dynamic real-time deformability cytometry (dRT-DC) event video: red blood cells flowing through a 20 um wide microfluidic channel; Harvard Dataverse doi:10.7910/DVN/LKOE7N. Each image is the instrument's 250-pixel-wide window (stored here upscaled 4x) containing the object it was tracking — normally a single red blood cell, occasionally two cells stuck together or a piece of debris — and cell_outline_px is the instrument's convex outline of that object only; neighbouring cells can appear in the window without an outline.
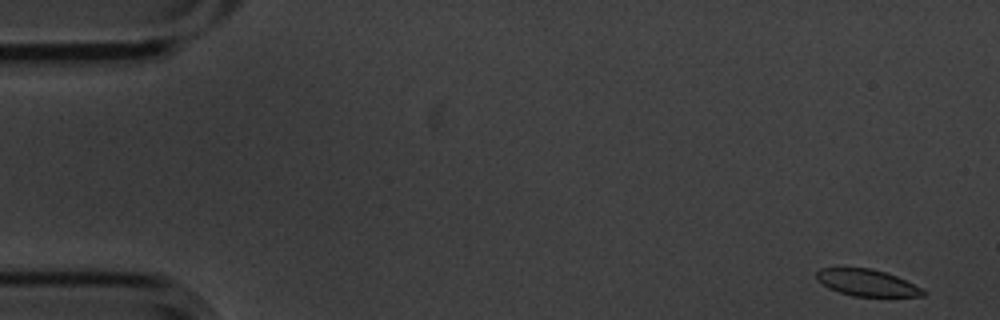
{"species": "common noctule bat (a hibernating species)", "species_latin": "Nyctalus noctula", "temperature_condition": "cold", "stored_images_in_passage": 5, "camera_frame_rate_fps": 3000, "um_per_image_px": 0.085, "animal": {"sex": "male", "body_mass_g": 20.1, "forearm_length_mm": 53.5}, "frame": {"image": 1, "passage_image": 1, "time_ms": 0.0, "image_size_px": [1000, 320], "cell_outline_px": [[928, 292], [924, 296], [852, 296], [828, 288], [816, 280], [816, 272], [820, 268], [872, 268], [896, 276]], "centroid_in_image_um": [73.65, 24.03], "position_along_channel_um": 11.4, "area_um2": 16.42}}
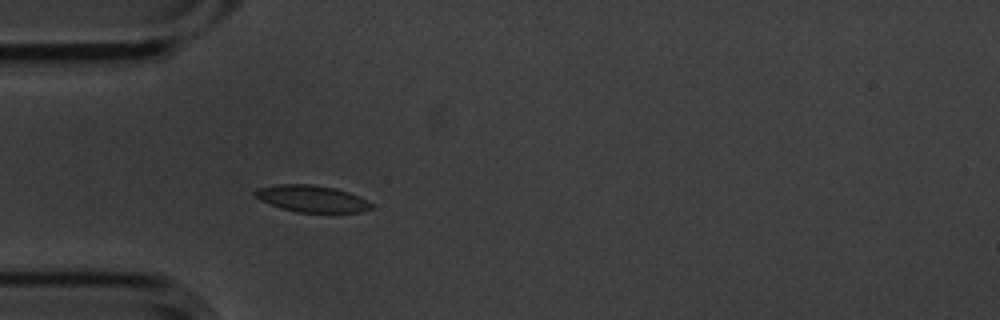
{"frame": {"image": 2, "passage_image": 5, "time_ms": 1.333, "image_size_px": [1000, 320], "cell_outline_px": [[372, 208], [360, 212], [296, 212], [280, 208], [260, 200], [252, 192], [256, 188], [276, 184], [312, 184], [336, 188], [348, 192], [368, 200], [372, 204]], "centroid_in_image_um": [26.47, 16.88], "position_along_channel_um": 58.5, "area_um2": 18.21}}